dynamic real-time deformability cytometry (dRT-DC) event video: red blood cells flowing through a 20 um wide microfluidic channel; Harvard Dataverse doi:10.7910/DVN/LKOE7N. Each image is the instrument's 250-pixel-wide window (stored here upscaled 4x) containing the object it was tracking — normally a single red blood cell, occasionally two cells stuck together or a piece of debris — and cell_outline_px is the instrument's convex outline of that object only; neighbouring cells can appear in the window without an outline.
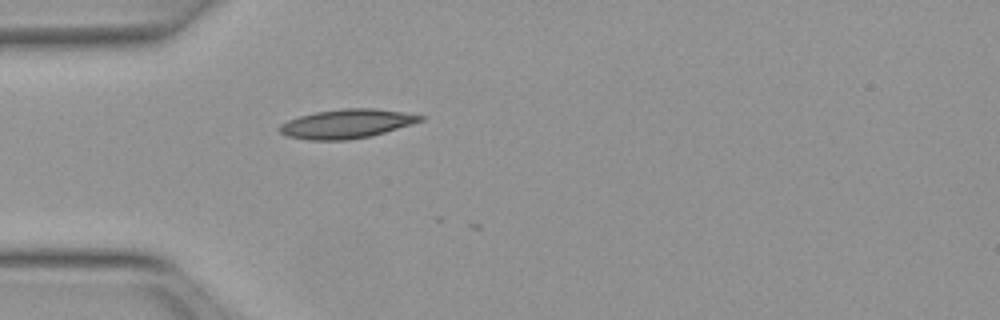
{"species": "Egyptian fruit bat (a non-hibernating species)", "species_latin": "Rousettus aegyptiacus", "temperature_condition": "warm", "stored_images_in_passage": 5, "camera_frame_rate_fps": 3000, "um_per_image_px": 0.085, "animal": {"sex": "female"}, "frame": {"image": 1, "passage_image": 1, "time_ms": 0.0, "image_size_px": [1000, 320], "cell_outline_px": [[428, 116], [424, 120], [412, 124], [372, 136], [348, 140], [308, 140], [288, 136], [280, 132], [276, 128], [280, 124], [288, 120], [300, 116], [316, 112], [344, 108], [376, 108], [404, 112]], "centroid_in_image_um": [29.5, 10.52], "position_along_channel_um": 55.5, "area_um2": 24.04}}
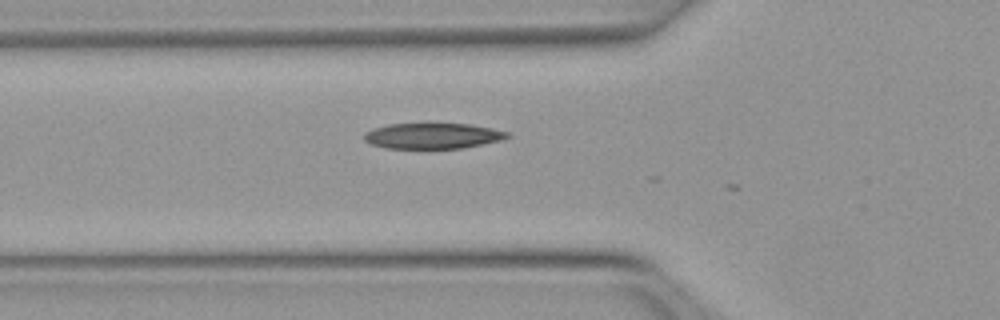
{"frame": {"image": 2, "passage_image": 4, "time_ms": 1.0, "image_size_px": [1000, 320], "cell_outline_px": [[512, 136], [504, 140], [464, 148], [384, 148], [368, 144], [364, 140], [364, 132], [372, 128], [388, 124], [468, 124], [492, 128], [508, 132]], "centroid_in_image_um": [36.77, 11.55], "position_along_channel_um": 89.0, "area_um2": 21.62}}